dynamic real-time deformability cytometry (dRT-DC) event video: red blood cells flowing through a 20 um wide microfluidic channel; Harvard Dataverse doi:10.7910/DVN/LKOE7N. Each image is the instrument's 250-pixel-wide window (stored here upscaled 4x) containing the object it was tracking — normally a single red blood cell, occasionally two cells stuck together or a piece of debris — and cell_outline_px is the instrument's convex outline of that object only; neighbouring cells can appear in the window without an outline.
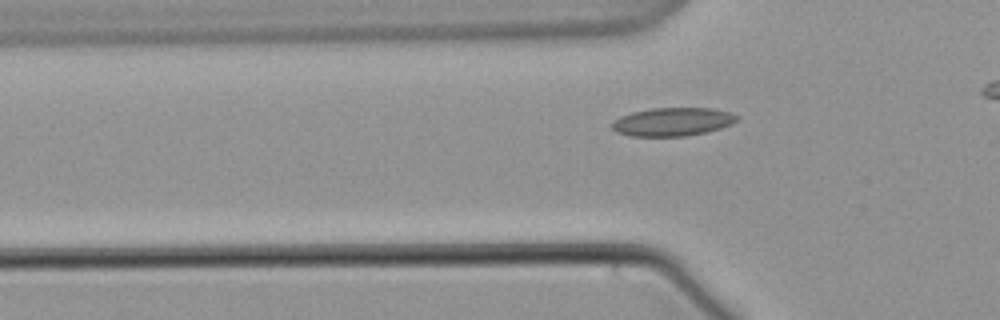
{"species": "common noctule bat (a hibernating species)", "species_latin": "Nyctalus noctula", "temperature_condition": "warm", "stored_images_in_passage": 42, "camera_frame_rate_fps": 3000, "um_per_image_px": 0.085, "animal": {"sex": "male", "body_mass_g": 21.5, "forearm_length_mm": 52.0}, "frame": {"image": 1, "passage_image": 12, "time_ms": 3.667, "image_size_px": [1000, 320], "cell_outline_px": [[740, 116], [732, 124], [720, 128], [704, 132], [684, 136], [632, 136], [616, 132], [608, 124], [612, 120], [620, 116], [632, 112], [652, 108], [712, 108], [728, 112]], "centroid_in_image_um": [57.11, 10.35], "position_along_channel_um": 68.7, "area_um2": 20.69}}
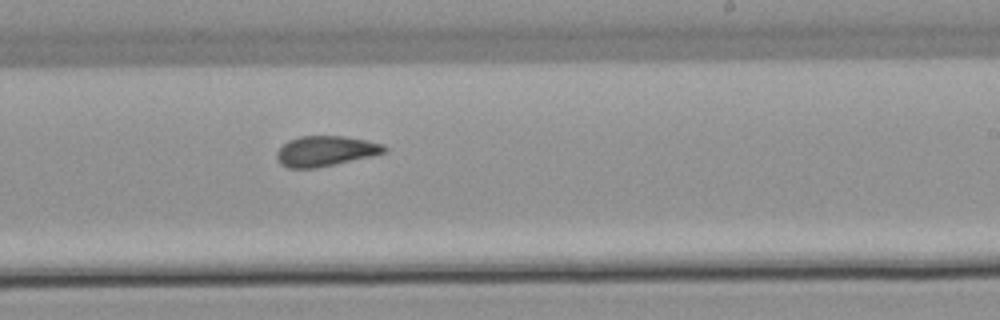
{"frame": {"image": 2, "passage_image": 29, "time_ms": 9.333, "image_size_px": [1000, 320], "cell_outline_px": [[388, 148], [384, 152], [368, 156], [316, 168], [288, 168], [280, 164], [276, 160], [276, 152], [288, 140], [300, 136], [344, 136], [384, 144]], "centroid_in_image_um": [27.6, 12.83], "position_along_channel_um": 261.4, "area_um2": 18.73}}
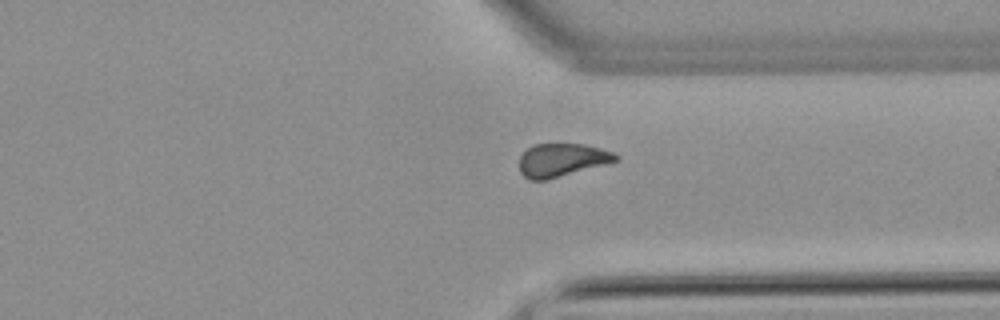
{"frame": {"image": 3, "passage_image": 38, "time_ms": 12.333, "image_size_px": [1000, 320], "cell_outline_px": [[620, 160], [548, 180], [528, 180], [520, 172], [520, 156], [528, 148], [536, 144], [584, 144], [600, 148], [612, 152], [620, 156]], "centroid_in_image_um": [47.77, 13.61], "position_along_channel_um": 363.6, "area_um2": 18.67}}